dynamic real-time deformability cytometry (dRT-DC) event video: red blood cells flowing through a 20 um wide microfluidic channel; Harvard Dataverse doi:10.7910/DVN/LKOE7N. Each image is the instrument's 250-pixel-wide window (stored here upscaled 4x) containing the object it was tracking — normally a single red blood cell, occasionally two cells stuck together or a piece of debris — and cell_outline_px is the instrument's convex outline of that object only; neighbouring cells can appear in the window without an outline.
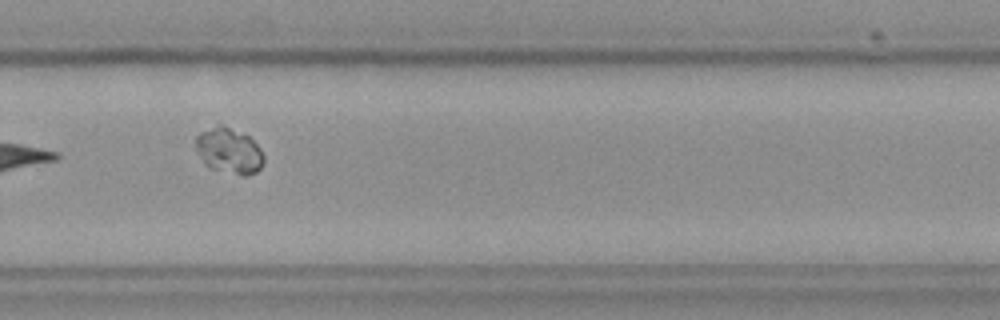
{"species": "Egyptian fruit bat (a non-hibernating species)", "species_latin": "Rousettus aegyptiacus", "temperature_condition": "cold", "stored_images_in_passage": 13, "segment_of_instrument_passage": [1, 2], "camera_frame_rate_fps": 3000, "um_per_image_px": 0.085, "frame": {"image": 1, "passage_image": 8, "time_ms": 9.0, "image_size_px": [1000, 320], "cell_outline_px": [[264, 160], [260, 168], [256, 172], [244, 176], [208, 168], [204, 164], [196, 148], [196, 136], [200, 132], [220, 124], [248, 136], [260, 148], [264, 156]], "centroid_in_image_um": [19.46, 12.84], "position_along_channel_um": 310.3, "area_um2": 17.92}}
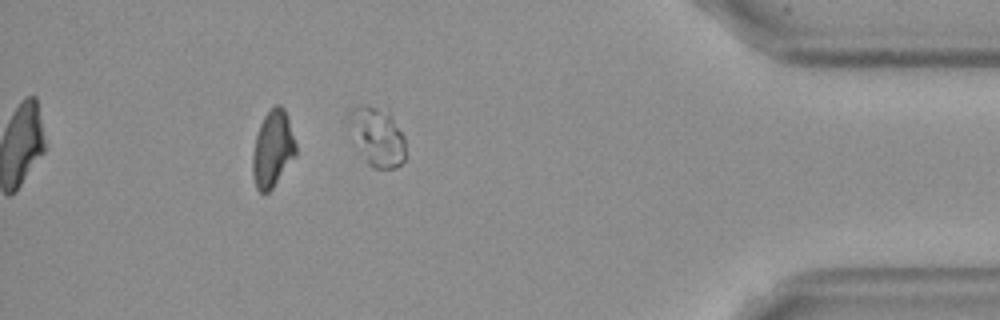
{"frame": {"image": 2, "passage_image": 11, "time_ms": 12.667, "image_size_px": [1000, 320], "cell_outline_px": [[404, 160], [396, 168], [372, 168], [368, 164], [344, 120], [348, 112], [352, 108], [360, 104], [364, 104], [388, 108], [404, 136]], "centroid_in_image_um": [32.02, 11.53], "position_along_channel_um": 403.2, "area_um2": 19.88}}